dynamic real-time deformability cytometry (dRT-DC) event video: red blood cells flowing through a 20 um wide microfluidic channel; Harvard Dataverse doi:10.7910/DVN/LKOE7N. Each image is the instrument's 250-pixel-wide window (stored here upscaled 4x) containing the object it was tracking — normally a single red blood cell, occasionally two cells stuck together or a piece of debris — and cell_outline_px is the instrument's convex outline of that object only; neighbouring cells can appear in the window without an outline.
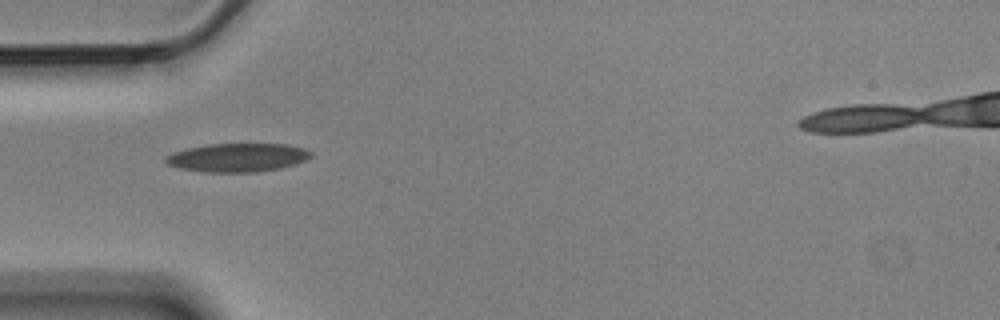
{"species": "Egyptian fruit bat (a non-hibernating species)", "species_latin": "Rousettus aegyptiacus", "temperature_condition": "cold", "stored_images_in_passage": 7, "camera_frame_rate_fps": 3000, "um_per_image_px": 0.085, "animal": {"sex": "male"}, "frame": {"image": 1, "passage_image": 6, "time_ms": 1.667, "image_size_px": [1000, 320], "cell_outline_px": [[312, 156], [296, 164], [280, 168], [256, 172], [204, 172], [180, 168], [168, 164], [164, 160], [164, 156], [172, 152], [184, 148], [208, 144], [288, 144], [304, 148], [312, 152]], "centroid_in_image_um": [20.17, 13.38], "position_along_channel_um": 64.8, "area_um2": 24.33}}
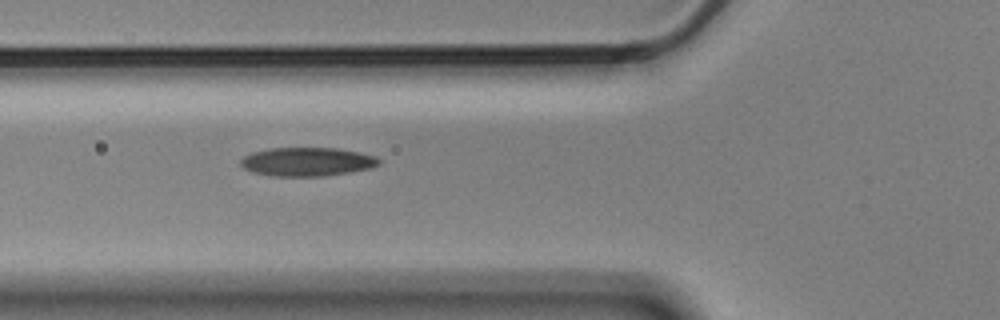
{"frame": {"image": 2, "passage_image": 7, "time_ms": 2.0, "image_size_px": [1000, 320], "cell_outline_px": [[380, 164], [372, 168], [348, 172], [320, 176], [272, 176], [252, 172], [244, 168], [240, 164], [240, 160], [244, 156], [252, 152], [268, 148], [336, 148], [360, 152], [376, 156], [380, 160]], "centroid_in_image_um": [26.1, 13.74], "position_along_channel_um": 99.7, "area_um2": 23.18}}